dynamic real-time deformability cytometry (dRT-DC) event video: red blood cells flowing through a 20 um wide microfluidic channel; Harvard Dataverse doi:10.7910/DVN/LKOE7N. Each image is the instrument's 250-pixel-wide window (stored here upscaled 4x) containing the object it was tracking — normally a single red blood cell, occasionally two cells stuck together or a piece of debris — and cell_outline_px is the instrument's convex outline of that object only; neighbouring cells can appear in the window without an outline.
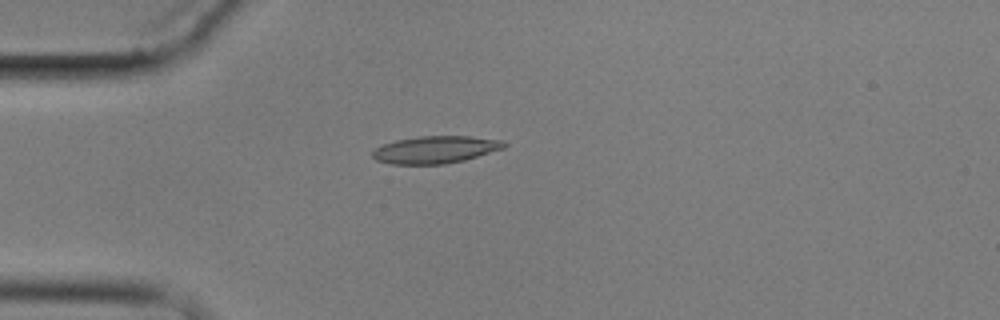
{"species": "common noctule bat (a hibernating species)", "species_latin": "Nyctalus noctula", "temperature_condition": "cold", "stored_images_in_passage": 6, "camera_frame_rate_fps": 3000, "um_per_image_px": 0.085, "animal": {"sex": "male", "body_mass_g": 17.9}, "frame": {"image": 1, "passage_image": 4, "time_ms": 3.667, "image_size_px": [1000, 320], "cell_outline_px": [[508, 144], [504, 148], [464, 160], [444, 164], [392, 164], [376, 160], [372, 156], [372, 152], [376, 148], [384, 144], [396, 140], [420, 136], [468, 136], [504, 140]], "centroid_in_image_um": [37.03, 12.71], "position_along_channel_um": 48.0, "area_um2": 20.87}}
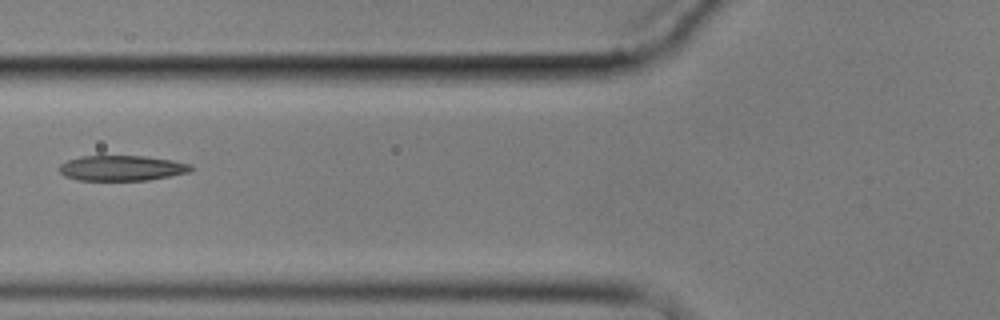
{"frame": {"image": 2, "passage_image": 6, "time_ms": 6.0, "image_size_px": [1000, 320], "cell_outline_px": [[196, 168], [188, 172], [148, 180], [80, 180], [64, 176], [60, 172], [60, 164], [68, 160], [80, 156], [144, 156], [172, 160], [192, 164]], "centroid_in_image_um": [10.38, 14.28], "position_along_channel_um": 115.4, "area_um2": 19.36}}